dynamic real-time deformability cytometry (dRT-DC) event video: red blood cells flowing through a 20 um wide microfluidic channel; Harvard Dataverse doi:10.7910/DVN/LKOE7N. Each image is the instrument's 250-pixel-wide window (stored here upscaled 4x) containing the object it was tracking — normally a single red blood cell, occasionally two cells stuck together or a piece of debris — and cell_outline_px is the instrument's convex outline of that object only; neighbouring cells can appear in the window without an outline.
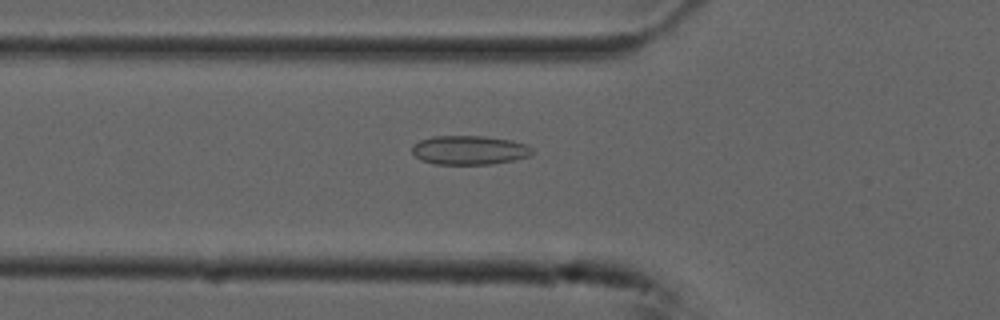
{"species": "common noctule bat (a hibernating species)", "species_latin": "Nyctalus noctula", "temperature_condition": "cold", "stored_images_in_passage": 44, "camera_frame_rate_fps": 3000, "um_per_image_px": 0.085, "animal": {"sex": "male", "forearm_length_mm": 52.5}, "frame": {"image": 1, "passage_image": 13, "time_ms": 4.0, "image_size_px": [1000, 320], "cell_outline_px": [[532, 152], [528, 156], [512, 160], [492, 164], [436, 164], [420, 160], [412, 152], [412, 148], [420, 140], [432, 136], [484, 136], [512, 140], [528, 144], [532, 148]], "centroid_in_image_um": [39.9, 12.75], "position_along_channel_um": 85.9, "area_um2": 20.29}}
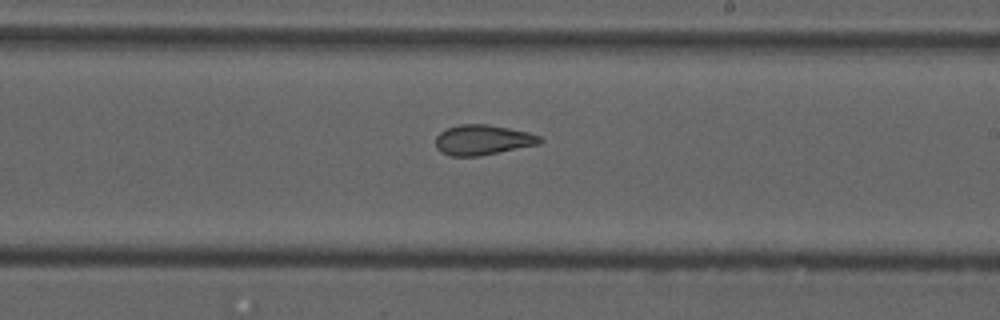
{"frame": {"image": 2, "passage_image": 26, "time_ms": 8.333, "image_size_px": [1000, 320], "cell_outline_px": [[544, 140], [540, 144], [480, 156], [448, 156], [440, 152], [436, 148], [436, 136], [440, 132], [448, 128], [460, 124], [488, 124], [528, 132], [540, 136]], "centroid_in_image_um": [41.03, 11.9], "position_along_channel_um": 248.0, "area_um2": 18.44}}
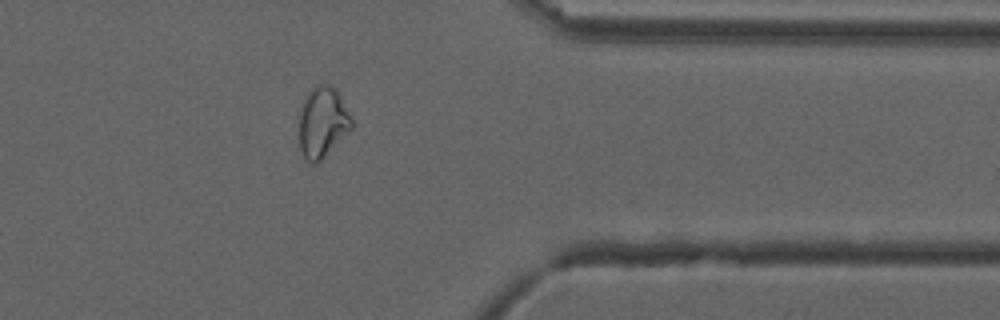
{"frame": {"image": 3, "passage_image": 38, "time_ms": 12.333, "image_size_px": [1000, 320], "cell_outline_px": [[352, 128], [316, 164], [312, 164], [304, 156], [300, 148], [300, 112], [304, 96], [316, 84], [328, 84], [336, 88], [352, 120]], "centroid_in_image_um": [27.4, 10.35], "position_along_channel_um": 384.0, "area_um2": 21.27}, "authors_computed_cell_mechanics": {"area_um2": 19.1029, "velocity_mm_per_s": 3.7389, "shape_relaxation_time_tau1_ms": null, "shape_relaxation_time_tau2_ms": 2.284, "deformation_change_tau1": null, "deformation_change_tau2": 0.092}}